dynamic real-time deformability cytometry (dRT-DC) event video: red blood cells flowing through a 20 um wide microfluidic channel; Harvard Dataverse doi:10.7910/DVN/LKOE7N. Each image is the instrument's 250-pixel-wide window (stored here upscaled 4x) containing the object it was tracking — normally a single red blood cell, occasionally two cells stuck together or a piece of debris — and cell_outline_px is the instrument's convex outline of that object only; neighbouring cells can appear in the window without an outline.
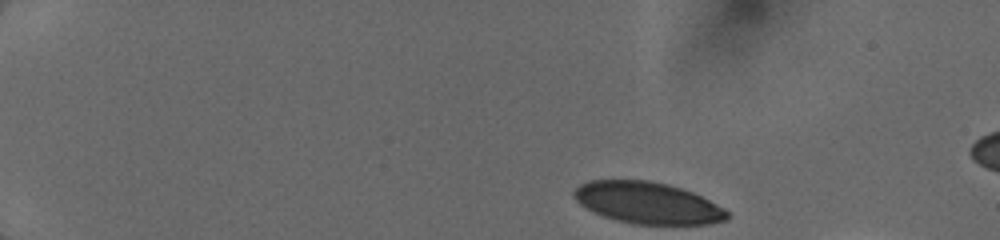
{"species": "human", "species_latin": "Homo sapiens", "temperature_condition": "cold", "stored_images_in_passage": 29, "camera_frame_rate_fps": 3000, "um_per_image_px": 0.085, "donor": {"sex": "female"}, "frame": {"image": 1, "passage_image": 1, "time_ms": 0.0, "image_size_px": [1000, 240], "cell_outline_px": [[728, 220], [708, 224], [632, 224], [616, 220], [604, 216], [580, 204], [572, 196], [572, 192], [580, 184], [588, 180], [648, 180], [668, 184], [692, 192], [724, 208], [728, 212]], "centroid_in_image_um": [55.03, 17.24], "position_along_channel_um": 30.0, "area_um2": 36.99}}
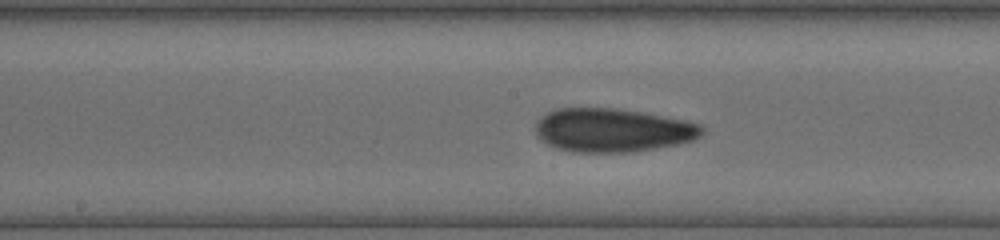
{"frame": {"image": 2, "passage_image": 15, "time_ms": 6.667, "image_size_px": [1000, 240], "cell_outline_px": [[704, 132], [700, 136], [692, 140], [676, 144], [632, 152], [576, 152], [556, 148], [540, 140], [536, 136], [536, 120], [540, 116], [556, 108], [616, 108], [644, 112], [684, 120], [700, 124], [704, 128]], "centroid_in_image_um": [52.04, 11.06], "position_along_channel_um": 196.2, "area_um2": 42.43}}
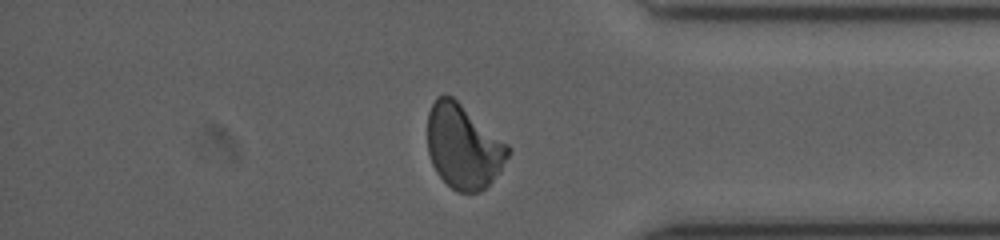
{"frame": {"image": 3, "passage_image": 25, "time_ms": 11.667, "image_size_px": [1000, 240], "cell_outline_px": [[512, 152], [492, 180], [480, 192], [456, 192], [436, 172], [432, 164], [428, 152], [428, 112], [436, 96], [444, 92], [452, 96], [508, 144], [512, 148]], "centroid_in_image_um": [39.38, 12.43], "position_along_channel_um": 395.8, "area_um2": 39.48}}